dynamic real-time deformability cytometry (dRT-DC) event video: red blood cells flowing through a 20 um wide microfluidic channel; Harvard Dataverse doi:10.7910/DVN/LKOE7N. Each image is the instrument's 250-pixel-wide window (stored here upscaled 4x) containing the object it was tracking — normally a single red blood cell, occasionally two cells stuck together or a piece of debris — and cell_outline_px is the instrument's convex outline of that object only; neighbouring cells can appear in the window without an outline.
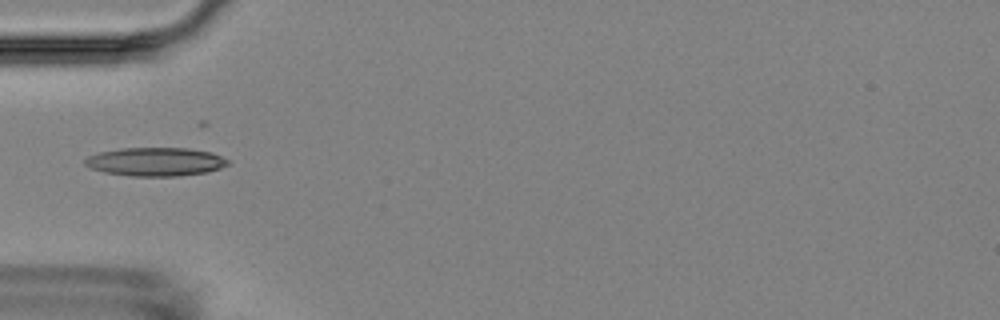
{"species": "Egyptian fruit bat (a non-hibernating species)", "species_latin": "Rousettus aegyptiacus", "temperature_condition": "room temperature", "stored_images_in_passage": 9, "camera_frame_rate_fps": 3000, "um_per_image_px": 0.085, "animal": {"sex": "female"}, "frame": {"image": 1, "passage_image": 1, "time_ms": 0.0, "image_size_px": [1000, 320], "cell_outline_px": [[228, 164], [220, 168], [208, 172], [180, 176], [132, 176], [104, 172], [92, 168], [84, 164], [84, 160], [88, 156], [100, 152], [120, 148], [188, 148], [212, 152], [228, 160]], "centroid_in_image_um": [13.22, 13.75], "position_along_channel_um": 71.8, "area_um2": 23.76}}
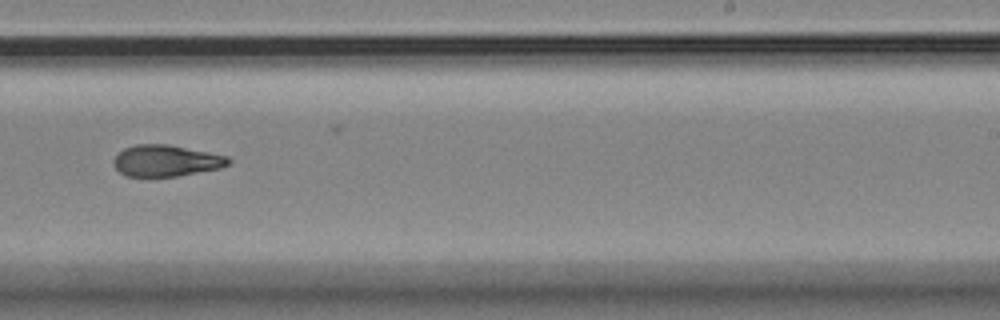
{"frame": {"image": 2, "passage_image": 6, "time_ms": 5.667, "image_size_px": [1000, 320], "cell_outline_px": [[232, 160], [228, 164], [220, 168], [176, 176], [128, 176], [120, 172], [112, 164], [112, 160], [124, 148], [136, 144], [168, 144], [228, 156]], "centroid_in_image_um": [14.11, 13.65], "position_along_channel_um": 274.9, "area_um2": 20.87}}
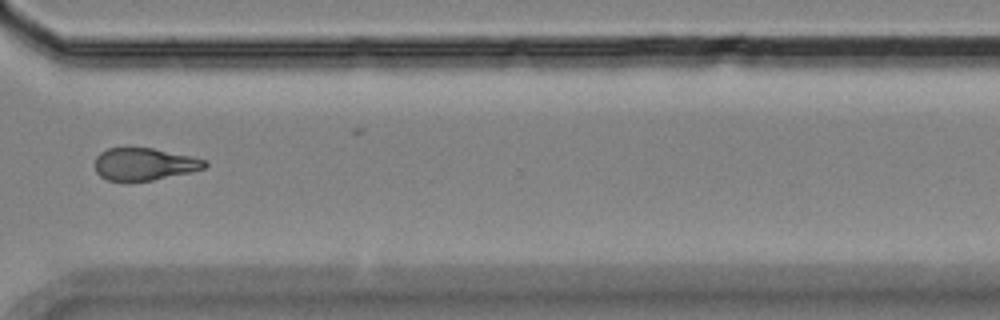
{"frame": {"image": 3, "passage_image": 8, "time_ms": 8.0, "image_size_px": [1000, 320], "cell_outline_px": [[208, 164], [204, 168], [188, 172], [152, 180], [108, 180], [100, 176], [96, 172], [96, 156], [100, 152], [108, 148], [152, 148], [208, 160]], "centroid_in_image_um": [12.25, 13.94], "position_along_channel_um": 358.3, "area_um2": 20.29}}